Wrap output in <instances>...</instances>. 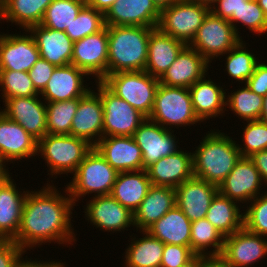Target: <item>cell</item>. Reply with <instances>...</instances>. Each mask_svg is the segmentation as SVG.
<instances>
[{"label": "cell", "instance_id": "obj_45", "mask_svg": "<svg viewBox=\"0 0 267 267\" xmlns=\"http://www.w3.org/2000/svg\"><path fill=\"white\" fill-rule=\"evenodd\" d=\"M239 23L259 35L267 32V17L256 0H248L240 9Z\"/></svg>", "mask_w": 267, "mask_h": 267}, {"label": "cell", "instance_id": "obj_6", "mask_svg": "<svg viewBox=\"0 0 267 267\" xmlns=\"http://www.w3.org/2000/svg\"><path fill=\"white\" fill-rule=\"evenodd\" d=\"M102 82L147 118L150 116L159 79L146 71H128L108 74Z\"/></svg>", "mask_w": 267, "mask_h": 267}, {"label": "cell", "instance_id": "obj_16", "mask_svg": "<svg viewBox=\"0 0 267 267\" xmlns=\"http://www.w3.org/2000/svg\"><path fill=\"white\" fill-rule=\"evenodd\" d=\"M85 206L87 220L103 231L114 233L134 227V213L111 195L95 196Z\"/></svg>", "mask_w": 267, "mask_h": 267}, {"label": "cell", "instance_id": "obj_5", "mask_svg": "<svg viewBox=\"0 0 267 267\" xmlns=\"http://www.w3.org/2000/svg\"><path fill=\"white\" fill-rule=\"evenodd\" d=\"M117 174L118 172L93 147L72 174V181L66 185L73 203L76 205L75 202L86 194L110 195Z\"/></svg>", "mask_w": 267, "mask_h": 267}, {"label": "cell", "instance_id": "obj_61", "mask_svg": "<svg viewBox=\"0 0 267 267\" xmlns=\"http://www.w3.org/2000/svg\"><path fill=\"white\" fill-rule=\"evenodd\" d=\"M8 0H0V11L5 7Z\"/></svg>", "mask_w": 267, "mask_h": 267}, {"label": "cell", "instance_id": "obj_7", "mask_svg": "<svg viewBox=\"0 0 267 267\" xmlns=\"http://www.w3.org/2000/svg\"><path fill=\"white\" fill-rule=\"evenodd\" d=\"M148 119L168 130H172L170 126L173 125L179 128L200 122L192 107L189 88L165 86L161 83L157 87Z\"/></svg>", "mask_w": 267, "mask_h": 267}, {"label": "cell", "instance_id": "obj_29", "mask_svg": "<svg viewBox=\"0 0 267 267\" xmlns=\"http://www.w3.org/2000/svg\"><path fill=\"white\" fill-rule=\"evenodd\" d=\"M186 44L155 28L150 33L145 70L160 79Z\"/></svg>", "mask_w": 267, "mask_h": 267}, {"label": "cell", "instance_id": "obj_42", "mask_svg": "<svg viewBox=\"0 0 267 267\" xmlns=\"http://www.w3.org/2000/svg\"><path fill=\"white\" fill-rule=\"evenodd\" d=\"M0 87L3 102L14 97H32L39 93L35 90L28 72L0 70Z\"/></svg>", "mask_w": 267, "mask_h": 267}, {"label": "cell", "instance_id": "obj_51", "mask_svg": "<svg viewBox=\"0 0 267 267\" xmlns=\"http://www.w3.org/2000/svg\"><path fill=\"white\" fill-rule=\"evenodd\" d=\"M249 158L254 162L255 167L259 171L265 187L267 185V150L256 152Z\"/></svg>", "mask_w": 267, "mask_h": 267}, {"label": "cell", "instance_id": "obj_4", "mask_svg": "<svg viewBox=\"0 0 267 267\" xmlns=\"http://www.w3.org/2000/svg\"><path fill=\"white\" fill-rule=\"evenodd\" d=\"M87 140L68 135L47 134L38 141L37 153L49 167L50 175L75 173L78 165L93 149Z\"/></svg>", "mask_w": 267, "mask_h": 267}, {"label": "cell", "instance_id": "obj_41", "mask_svg": "<svg viewBox=\"0 0 267 267\" xmlns=\"http://www.w3.org/2000/svg\"><path fill=\"white\" fill-rule=\"evenodd\" d=\"M104 27V14L85 4L70 27L66 28L65 33L73 42H76L88 35L99 32Z\"/></svg>", "mask_w": 267, "mask_h": 267}, {"label": "cell", "instance_id": "obj_58", "mask_svg": "<svg viewBox=\"0 0 267 267\" xmlns=\"http://www.w3.org/2000/svg\"><path fill=\"white\" fill-rule=\"evenodd\" d=\"M180 267H199V255H195L189 262Z\"/></svg>", "mask_w": 267, "mask_h": 267}, {"label": "cell", "instance_id": "obj_40", "mask_svg": "<svg viewBox=\"0 0 267 267\" xmlns=\"http://www.w3.org/2000/svg\"><path fill=\"white\" fill-rule=\"evenodd\" d=\"M243 39L234 46L227 55L225 70L229 74L228 76L232 79L239 81L240 83H246L247 80L254 73L255 67L259 60L257 61L256 56L252 54L245 47Z\"/></svg>", "mask_w": 267, "mask_h": 267}, {"label": "cell", "instance_id": "obj_57", "mask_svg": "<svg viewBox=\"0 0 267 267\" xmlns=\"http://www.w3.org/2000/svg\"><path fill=\"white\" fill-rule=\"evenodd\" d=\"M6 163H4L2 161V159L0 158V183L7 177L9 176V170L6 169V166L4 165Z\"/></svg>", "mask_w": 267, "mask_h": 267}, {"label": "cell", "instance_id": "obj_55", "mask_svg": "<svg viewBox=\"0 0 267 267\" xmlns=\"http://www.w3.org/2000/svg\"><path fill=\"white\" fill-rule=\"evenodd\" d=\"M156 8L161 12L163 9L168 8L178 0H151Z\"/></svg>", "mask_w": 267, "mask_h": 267}, {"label": "cell", "instance_id": "obj_36", "mask_svg": "<svg viewBox=\"0 0 267 267\" xmlns=\"http://www.w3.org/2000/svg\"><path fill=\"white\" fill-rule=\"evenodd\" d=\"M190 232V248L196 255L222 254L225 237L206 218L192 221ZM210 247L213 250L207 251Z\"/></svg>", "mask_w": 267, "mask_h": 267}, {"label": "cell", "instance_id": "obj_49", "mask_svg": "<svg viewBox=\"0 0 267 267\" xmlns=\"http://www.w3.org/2000/svg\"><path fill=\"white\" fill-rule=\"evenodd\" d=\"M25 251L13 240L0 239V267H17Z\"/></svg>", "mask_w": 267, "mask_h": 267}, {"label": "cell", "instance_id": "obj_31", "mask_svg": "<svg viewBox=\"0 0 267 267\" xmlns=\"http://www.w3.org/2000/svg\"><path fill=\"white\" fill-rule=\"evenodd\" d=\"M151 181L146 170L118 172L110 195L134 213L148 193Z\"/></svg>", "mask_w": 267, "mask_h": 267}, {"label": "cell", "instance_id": "obj_34", "mask_svg": "<svg viewBox=\"0 0 267 267\" xmlns=\"http://www.w3.org/2000/svg\"><path fill=\"white\" fill-rule=\"evenodd\" d=\"M141 232L143 237H134L126 249L125 267H160L165 244L147 230Z\"/></svg>", "mask_w": 267, "mask_h": 267}, {"label": "cell", "instance_id": "obj_25", "mask_svg": "<svg viewBox=\"0 0 267 267\" xmlns=\"http://www.w3.org/2000/svg\"><path fill=\"white\" fill-rule=\"evenodd\" d=\"M152 185L176 188L193 177L192 153L182 149L161 158L147 169Z\"/></svg>", "mask_w": 267, "mask_h": 267}, {"label": "cell", "instance_id": "obj_17", "mask_svg": "<svg viewBox=\"0 0 267 267\" xmlns=\"http://www.w3.org/2000/svg\"><path fill=\"white\" fill-rule=\"evenodd\" d=\"M94 148L117 172L143 170L142 152L133 136L102 137Z\"/></svg>", "mask_w": 267, "mask_h": 267}, {"label": "cell", "instance_id": "obj_24", "mask_svg": "<svg viewBox=\"0 0 267 267\" xmlns=\"http://www.w3.org/2000/svg\"><path fill=\"white\" fill-rule=\"evenodd\" d=\"M37 146L36 139L0 110V158L4 163L35 157Z\"/></svg>", "mask_w": 267, "mask_h": 267}, {"label": "cell", "instance_id": "obj_56", "mask_svg": "<svg viewBox=\"0 0 267 267\" xmlns=\"http://www.w3.org/2000/svg\"><path fill=\"white\" fill-rule=\"evenodd\" d=\"M259 120L267 124V94L263 97V107Z\"/></svg>", "mask_w": 267, "mask_h": 267}, {"label": "cell", "instance_id": "obj_54", "mask_svg": "<svg viewBox=\"0 0 267 267\" xmlns=\"http://www.w3.org/2000/svg\"><path fill=\"white\" fill-rule=\"evenodd\" d=\"M116 0H85L86 5L105 14Z\"/></svg>", "mask_w": 267, "mask_h": 267}, {"label": "cell", "instance_id": "obj_8", "mask_svg": "<svg viewBox=\"0 0 267 267\" xmlns=\"http://www.w3.org/2000/svg\"><path fill=\"white\" fill-rule=\"evenodd\" d=\"M209 12L208 5L195 0H178L160 12L157 28L189 45Z\"/></svg>", "mask_w": 267, "mask_h": 267}, {"label": "cell", "instance_id": "obj_43", "mask_svg": "<svg viewBox=\"0 0 267 267\" xmlns=\"http://www.w3.org/2000/svg\"><path fill=\"white\" fill-rule=\"evenodd\" d=\"M246 124L243 129L244 147L238 144L241 156L251 157L256 152L267 150V124L261 120L247 121Z\"/></svg>", "mask_w": 267, "mask_h": 267}, {"label": "cell", "instance_id": "obj_15", "mask_svg": "<svg viewBox=\"0 0 267 267\" xmlns=\"http://www.w3.org/2000/svg\"><path fill=\"white\" fill-rule=\"evenodd\" d=\"M38 97L9 98L1 111L13 122L20 124L37 141L47 135L46 102Z\"/></svg>", "mask_w": 267, "mask_h": 267}, {"label": "cell", "instance_id": "obj_32", "mask_svg": "<svg viewBox=\"0 0 267 267\" xmlns=\"http://www.w3.org/2000/svg\"><path fill=\"white\" fill-rule=\"evenodd\" d=\"M191 223L183 211L175 205L147 231L164 244L190 247Z\"/></svg>", "mask_w": 267, "mask_h": 267}, {"label": "cell", "instance_id": "obj_37", "mask_svg": "<svg viewBox=\"0 0 267 267\" xmlns=\"http://www.w3.org/2000/svg\"><path fill=\"white\" fill-rule=\"evenodd\" d=\"M85 4V0H53L45 10L40 25L65 31Z\"/></svg>", "mask_w": 267, "mask_h": 267}, {"label": "cell", "instance_id": "obj_39", "mask_svg": "<svg viewBox=\"0 0 267 267\" xmlns=\"http://www.w3.org/2000/svg\"><path fill=\"white\" fill-rule=\"evenodd\" d=\"M226 107L230 108L241 120H259L263 107V96L257 95L246 85L226 95Z\"/></svg>", "mask_w": 267, "mask_h": 267}, {"label": "cell", "instance_id": "obj_10", "mask_svg": "<svg viewBox=\"0 0 267 267\" xmlns=\"http://www.w3.org/2000/svg\"><path fill=\"white\" fill-rule=\"evenodd\" d=\"M241 40L228 20L210 11L189 46L212 63V59L225 55Z\"/></svg>", "mask_w": 267, "mask_h": 267}, {"label": "cell", "instance_id": "obj_19", "mask_svg": "<svg viewBox=\"0 0 267 267\" xmlns=\"http://www.w3.org/2000/svg\"><path fill=\"white\" fill-rule=\"evenodd\" d=\"M39 58V50L31 33L0 34V70L28 72Z\"/></svg>", "mask_w": 267, "mask_h": 267}, {"label": "cell", "instance_id": "obj_35", "mask_svg": "<svg viewBox=\"0 0 267 267\" xmlns=\"http://www.w3.org/2000/svg\"><path fill=\"white\" fill-rule=\"evenodd\" d=\"M53 0H8L0 11V21L19 25L21 29L28 30L31 26L39 25L45 10Z\"/></svg>", "mask_w": 267, "mask_h": 267}, {"label": "cell", "instance_id": "obj_2", "mask_svg": "<svg viewBox=\"0 0 267 267\" xmlns=\"http://www.w3.org/2000/svg\"><path fill=\"white\" fill-rule=\"evenodd\" d=\"M210 130L192 153L193 176L219 186L241 159L236 141Z\"/></svg>", "mask_w": 267, "mask_h": 267}, {"label": "cell", "instance_id": "obj_44", "mask_svg": "<svg viewBox=\"0 0 267 267\" xmlns=\"http://www.w3.org/2000/svg\"><path fill=\"white\" fill-rule=\"evenodd\" d=\"M244 213V227L258 235L267 236V191L250 201Z\"/></svg>", "mask_w": 267, "mask_h": 267}, {"label": "cell", "instance_id": "obj_33", "mask_svg": "<svg viewBox=\"0 0 267 267\" xmlns=\"http://www.w3.org/2000/svg\"><path fill=\"white\" fill-rule=\"evenodd\" d=\"M238 202L227 198L219 191L211 201L206 219L224 236H230L244 227V213Z\"/></svg>", "mask_w": 267, "mask_h": 267}, {"label": "cell", "instance_id": "obj_23", "mask_svg": "<svg viewBox=\"0 0 267 267\" xmlns=\"http://www.w3.org/2000/svg\"><path fill=\"white\" fill-rule=\"evenodd\" d=\"M87 74L69 64L63 67H55L44 90L39 94L46 103L79 99L91 88L84 86V77Z\"/></svg>", "mask_w": 267, "mask_h": 267}, {"label": "cell", "instance_id": "obj_1", "mask_svg": "<svg viewBox=\"0 0 267 267\" xmlns=\"http://www.w3.org/2000/svg\"><path fill=\"white\" fill-rule=\"evenodd\" d=\"M45 186L28 191L23 204L20 227L13 241L25 252L42 243L73 245L76 241L71 224V210L75 204L67 187L64 189L66 197L54 185L50 186V182Z\"/></svg>", "mask_w": 267, "mask_h": 267}, {"label": "cell", "instance_id": "obj_53", "mask_svg": "<svg viewBox=\"0 0 267 267\" xmlns=\"http://www.w3.org/2000/svg\"><path fill=\"white\" fill-rule=\"evenodd\" d=\"M65 264L61 262H55V261H50V262H44V261H38V260H27L23 259V261L17 266V267H64Z\"/></svg>", "mask_w": 267, "mask_h": 267}, {"label": "cell", "instance_id": "obj_27", "mask_svg": "<svg viewBox=\"0 0 267 267\" xmlns=\"http://www.w3.org/2000/svg\"><path fill=\"white\" fill-rule=\"evenodd\" d=\"M11 178L9 175L0 183V239L6 240H13L16 237L28 193L16 189V183Z\"/></svg>", "mask_w": 267, "mask_h": 267}, {"label": "cell", "instance_id": "obj_59", "mask_svg": "<svg viewBox=\"0 0 267 267\" xmlns=\"http://www.w3.org/2000/svg\"><path fill=\"white\" fill-rule=\"evenodd\" d=\"M259 6L262 8L264 14L267 17V0H256Z\"/></svg>", "mask_w": 267, "mask_h": 267}, {"label": "cell", "instance_id": "obj_9", "mask_svg": "<svg viewBox=\"0 0 267 267\" xmlns=\"http://www.w3.org/2000/svg\"><path fill=\"white\" fill-rule=\"evenodd\" d=\"M96 84L103 105V137L133 136L147 117L114 94L102 81H96Z\"/></svg>", "mask_w": 267, "mask_h": 267}, {"label": "cell", "instance_id": "obj_22", "mask_svg": "<svg viewBox=\"0 0 267 267\" xmlns=\"http://www.w3.org/2000/svg\"><path fill=\"white\" fill-rule=\"evenodd\" d=\"M176 205L192 222L206 217L218 186L197 177L184 181L175 188Z\"/></svg>", "mask_w": 267, "mask_h": 267}, {"label": "cell", "instance_id": "obj_38", "mask_svg": "<svg viewBox=\"0 0 267 267\" xmlns=\"http://www.w3.org/2000/svg\"><path fill=\"white\" fill-rule=\"evenodd\" d=\"M46 104L47 134H70L79 99L48 102Z\"/></svg>", "mask_w": 267, "mask_h": 267}, {"label": "cell", "instance_id": "obj_28", "mask_svg": "<svg viewBox=\"0 0 267 267\" xmlns=\"http://www.w3.org/2000/svg\"><path fill=\"white\" fill-rule=\"evenodd\" d=\"M176 205V190L171 187L151 185L147 195L134 212V227L147 230Z\"/></svg>", "mask_w": 267, "mask_h": 267}, {"label": "cell", "instance_id": "obj_14", "mask_svg": "<svg viewBox=\"0 0 267 267\" xmlns=\"http://www.w3.org/2000/svg\"><path fill=\"white\" fill-rule=\"evenodd\" d=\"M262 186V179L254 162L249 157H241L218 186V191L238 203L247 204V201L249 203L261 195Z\"/></svg>", "mask_w": 267, "mask_h": 267}, {"label": "cell", "instance_id": "obj_30", "mask_svg": "<svg viewBox=\"0 0 267 267\" xmlns=\"http://www.w3.org/2000/svg\"><path fill=\"white\" fill-rule=\"evenodd\" d=\"M192 107L200 122L222 116L226 110V92L206 76L196 81L190 88ZM225 107V109H224ZM219 114V115H218Z\"/></svg>", "mask_w": 267, "mask_h": 267}, {"label": "cell", "instance_id": "obj_47", "mask_svg": "<svg viewBox=\"0 0 267 267\" xmlns=\"http://www.w3.org/2000/svg\"><path fill=\"white\" fill-rule=\"evenodd\" d=\"M247 1L248 0H217L215 2L217 5H211L210 11L218 17L228 20L241 38L235 22L239 23V11Z\"/></svg>", "mask_w": 267, "mask_h": 267}, {"label": "cell", "instance_id": "obj_20", "mask_svg": "<svg viewBox=\"0 0 267 267\" xmlns=\"http://www.w3.org/2000/svg\"><path fill=\"white\" fill-rule=\"evenodd\" d=\"M70 135L83 138L93 146L103 137V105L94 90L79 98Z\"/></svg>", "mask_w": 267, "mask_h": 267}, {"label": "cell", "instance_id": "obj_3", "mask_svg": "<svg viewBox=\"0 0 267 267\" xmlns=\"http://www.w3.org/2000/svg\"><path fill=\"white\" fill-rule=\"evenodd\" d=\"M154 29L141 26H107V75L118 72L144 71L150 33Z\"/></svg>", "mask_w": 267, "mask_h": 267}, {"label": "cell", "instance_id": "obj_60", "mask_svg": "<svg viewBox=\"0 0 267 267\" xmlns=\"http://www.w3.org/2000/svg\"><path fill=\"white\" fill-rule=\"evenodd\" d=\"M196 2H200L201 4L208 5L211 7V5L215 4L217 0H195Z\"/></svg>", "mask_w": 267, "mask_h": 267}, {"label": "cell", "instance_id": "obj_21", "mask_svg": "<svg viewBox=\"0 0 267 267\" xmlns=\"http://www.w3.org/2000/svg\"><path fill=\"white\" fill-rule=\"evenodd\" d=\"M208 67L209 62L198 51L186 45L159 82L165 86L190 88L208 75Z\"/></svg>", "mask_w": 267, "mask_h": 267}, {"label": "cell", "instance_id": "obj_52", "mask_svg": "<svg viewBox=\"0 0 267 267\" xmlns=\"http://www.w3.org/2000/svg\"><path fill=\"white\" fill-rule=\"evenodd\" d=\"M199 267H228L221 255H199Z\"/></svg>", "mask_w": 267, "mask_h": 267}, {"label": "cell", "instance_id": "obj_26", "mask_svg": "<svg viewBox=\"0 0 267 267\" xmlns=\"http://www.w3.org/2000/svg\"><path fill=\"white\" fill-rule=\"evenodd\" d=\"M32 34L40 58L47 60L55 67H63L71 64L73 55V41L65 31H58L42 25L31 26L28 30H23Z\"/></svg>", "mask_w": 267, "mask_h": 267}, {"label": "cell", "instance_id": "obj_12", "mask_svg": "<svg viewBox=\"0 0 267 267\" xmlns=\"http://www.w3.org/2000/svg\"><path fill=\"white\" fill-rule=\"evenodd\" d=\"M173 132L148 118L137 128L133 138L141 149L144 170L179 150Z\"/></svg>", "mask_w": 267, "mask_h": 267}, {"label": "cell", "instance_id": "obj_18", "mask_svg": "<svg viewBox=\"0 0 267 267\" xmlns=\"http://www.w3.org/2000/svg\"><path fill=\"white\" fill-rule=\"evenodd\" d=\"M105 26L157 28L160 11L151 0H116L104 14Z\"/></svg>", "mask_w": 267, "mask_h": 267}, {"label": "cell", "instance_id": "obj_48", "mask_svg": "<svg viewBox=\"0 0 267 267\" xmlns=\"http://www.w3.org/2000/svg\"><path fill=\"white\" fill-rule=\"evenodd\" d=\"M55 66L47 60L39 58L28 71L35 90L40 94L49 81Z\"/></svg>", "mask_w": 267, "mask_h": 267}, {"label": "cell", "instance_id": "obj_46", "mask_svg": "<svg viewBox=\"0 0 267 267\" xmlns=\"http://www.w3.org/2000/svg\"><path fill=\"white\" fill-rule=\"evenodd\" d=\"M195 255L188 246L165 244L160 267H180Z\"/></svg>", "mask_w": 267, "mask_h": 267}, {"label": "cell", "instance_id": "obj_13", "mask_svg": "<svg viewBox=\"0 0 267 267\" xmlns=\"http://www.w3.org/2000/svg\"><path fill=\"white\" fill-rule=\"evenodd\" d=\"M267 255V239L245 227L224 238L221 256L228 267H251ZM251 265V266H250Z\"/></svg>", "mask_w": 267, "mask_h": 267}, {"label": "cell", "instance_id": "obj_11", "mask_svg": "<svg viewBox=\"0 0 267 267\" xmlns=\"http://www.w3.org/2000/svg\"><path fill=\"white\" fill-rule=\"evenodd\" d=\"M71 64L83 70L88 76L94 75L96 81H102L107 76V26L95 34L73 42Z\"/></svg>", "mask_w": 267, "mask_h": 267}, {"label": "cell", "instance_id": "obj_50", "mask_svg": "<svg viewBox=\"0 0 267 267\" xmlns=\"http://www.w3.org/2000/svg\"><path fill=\"white\" fill-rule=\"evenodd\" d=\"M244 85L257 95L264 97L267 94V64L258 62L254 73Z\"/></svg>", "mask_w": 267, "mask_h": 267}]
</instances>
